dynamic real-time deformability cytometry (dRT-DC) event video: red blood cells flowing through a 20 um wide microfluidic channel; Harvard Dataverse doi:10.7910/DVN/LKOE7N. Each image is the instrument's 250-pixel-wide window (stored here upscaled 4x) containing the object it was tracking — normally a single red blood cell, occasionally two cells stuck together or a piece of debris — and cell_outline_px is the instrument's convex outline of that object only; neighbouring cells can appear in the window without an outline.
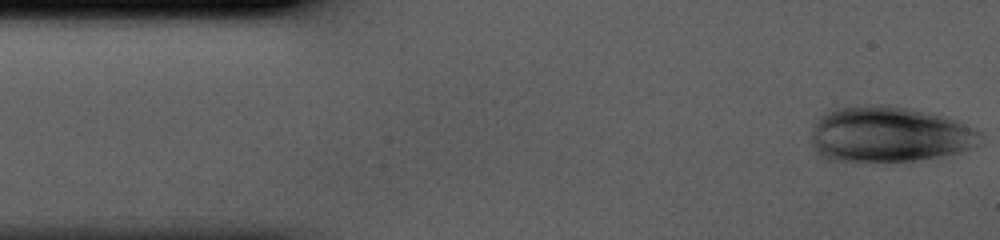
{"species": "human", "species_latin": "Homo sapiens", "temperature_condition": "cold", "stored_images_in_passage": 41, "camera_frame_rate_fps": 3000, "um_per_image_px": 0.085, "donor": {"sex": "male"}, "frame": {"image": 1, "passage_image": 1, "time_ms": 0.0, "image_size_px": [1000, 240], "cell_outline_px": [[980, 144], [976, 148], [960, 152], [940, 156], [916, 160], [872, 164], [856, 164], [828, 160], [816, 152], [812, 144], [812, 128], [816, 120], [824, 112], [836, 108], [868, 104], [888, 104], [948, 116], [972, 128], [976, 132]], "centroid_in_image_um": [75.51, 11.45], "position_along_channel_um": 9.5, "area_um2": 56.3}}
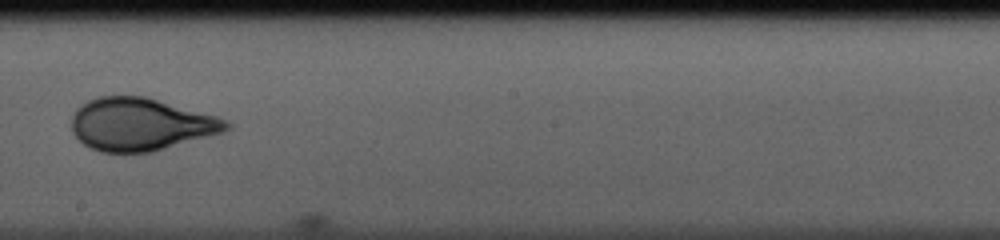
{"frame": {"image": 2, "passage_image": 23, "time_ms": 7.333, "image_size_px": [1000, 240], "cell_outline_px": [[232, 128], [224, 132], [152, 152], [100, 152], [84, 144], [72, 132], [72, 116], [76, 108], [80, 104], [88, 100], [100, 96], [144, 96], [216, 116], [228, 120], [232, 124]], "centroid_in_image_um": [11.96, 10.57], "position_along_channel_um": 236.2, "area_um2": 47.45}}
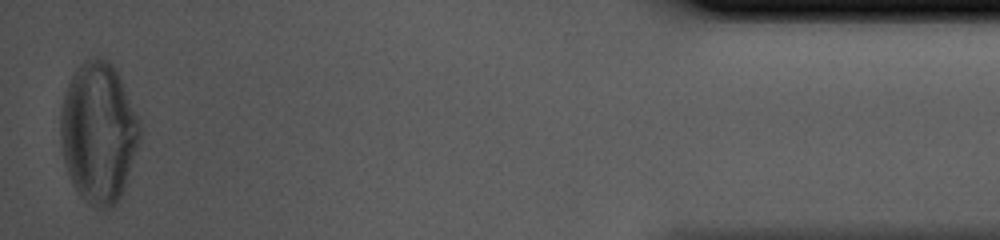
{"frame": {"image": 3, "passage_image": 41, "time_ms": 13.333, "image_size_px": [1000, 240], "cell_outline_px": [[140, 144], [124, 188], [116, 204], [108, 208], [96, 208], [88, 204], [80, 196], [72, 184], [64, 160], [60, 140], [60, 112], [64, 96], [68, 84], [72, 76], [80, 64], [84, 60], [92, 56], [100, 56], [108, 60], [116, 68], [120, 76], [140, 120]], "centroid_in_image_um": [8.39, 11.25], "position_along_channel_um": 426.8, "area_um2": 65.55}}